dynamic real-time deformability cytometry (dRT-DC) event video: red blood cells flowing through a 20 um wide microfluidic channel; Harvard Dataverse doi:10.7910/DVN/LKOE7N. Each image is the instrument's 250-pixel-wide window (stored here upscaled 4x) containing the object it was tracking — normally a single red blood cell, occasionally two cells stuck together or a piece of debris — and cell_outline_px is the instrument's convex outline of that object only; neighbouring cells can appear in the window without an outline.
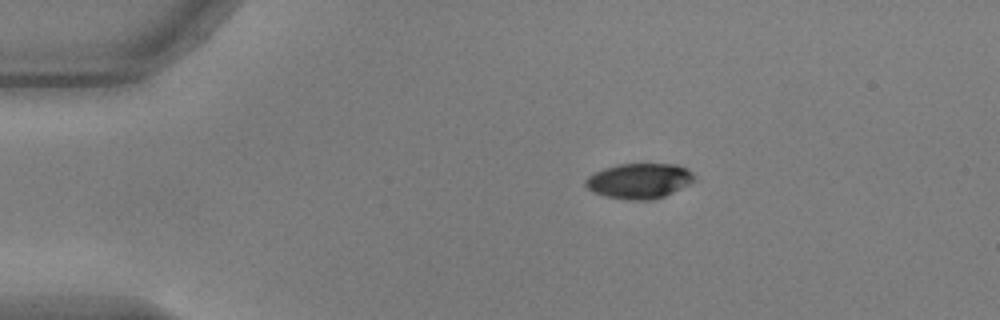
{"species": "common noctule bat (a hibernating species)", "species_latin": "Nyctalus noctula", "temperature_condition": "warm", "stored_images_in_passage": 45, "camera_frame_rate_fps": 3000, "um_per_image_px": 0.085, "animal": {"sex": "male", "body_mass_g": 17.9, "forearm_length_mm": 54.2}, "frame": {"image": 1, "passage_image": 1, "time_ms": 0.0, "image_size_px": [1000, 320], "cell_outline_px": [[696, 180], [664, 196], [652, 200], [628, 200], [604, 196], [592, 192], [584, 184], [584, 180], [592, 172], [616, 164], [676, 164], [688, 168], [696, 176]], "centroid_in_image_um": [54.31, 15.37], "position_along_channel_um": 30.7, "area_um2": 22.6}}
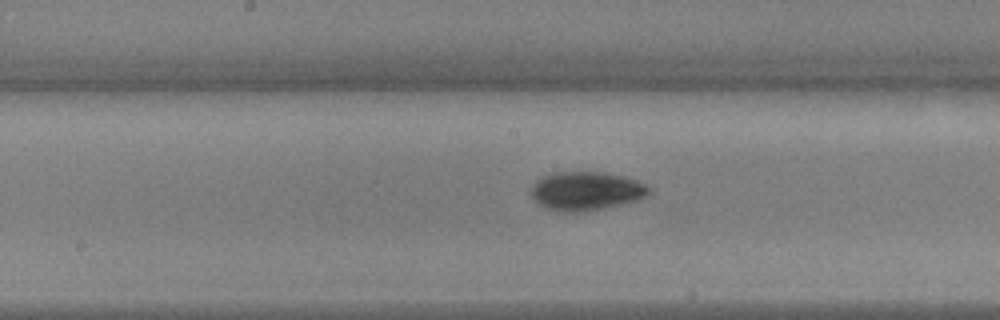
{"frame": {"image": 2, "passage_image": 19, "time_ms": 6.0, "image_size_px": [1000, 320], "cell_outline_px": [[652, 192], [636, 200], [620, 204], [600, 208], [576, 212], [560, 212], [544, 208], [532, 200], [532, 184], [536, 180], [552, 172], [604, 172], [620, 176], [644, 184]], "centroid_in_image_um": [49.73, 16.24], "position_along_channel_um": 198.5, "area_um2": 26.24}}
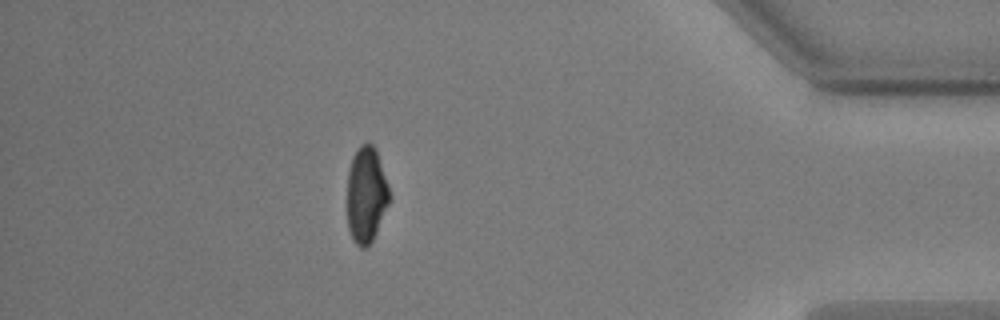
{"frame": {"image": 3, "passage_image": 39, "time_ms": 12.667, "image_size_px": [1000, 320], "cell_outline_px": [[388, 204], [376, 232], [368, 248], [360, 248], [352, 240], [348, 228], [348, 172], [352, 156], [356, 148], [360, 144], [372, 144], [376, 148], [388, 184]], "centroid_in_image_um": [31.11, 16.55], "position_along_channel_um": 404.1, "area_um2": 23.52}, "authors_computed_cell_mechanics": {"area_um2": 24.3916, "velocity_mm_per_s": 3.711, "shape_relaxation_time_tau1_ms": 3.1998, "shape_relaxation_time_tau2_ms": 6.0786, "deformation_change_tau1": 0.1467, "deformation_change_tau2": 0.0765}}